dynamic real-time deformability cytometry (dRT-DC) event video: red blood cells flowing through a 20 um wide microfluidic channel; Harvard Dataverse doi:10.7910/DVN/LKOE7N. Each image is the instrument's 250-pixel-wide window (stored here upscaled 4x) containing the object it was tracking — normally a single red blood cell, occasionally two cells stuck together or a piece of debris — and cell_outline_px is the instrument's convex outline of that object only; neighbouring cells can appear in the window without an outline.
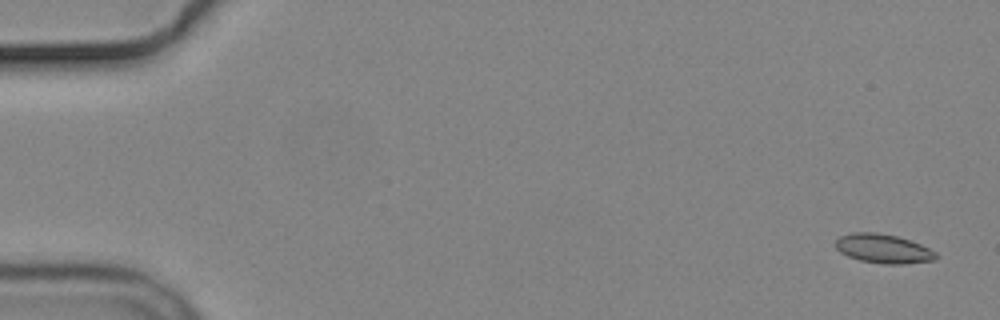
{"species": "common noctule bat (a hibernating species)", "species_latin": "Nyctalus noctula", "temperature_condition": "cold", "stored_images_in_passage": 4, "segment_of_instrument_passage": [2, 2], "camera_frame_rate_fps": 3000, "um_per_image_px": 0.085, "animal": {"sex": "male", "body_mass_g": 19.2, "forearm_length_mm": 51.8}, "frame": {"image": 1, "passage_image": 4, "time_ms": 4.333, "image_size_px": [1000, 320], "cell_outline_px": [[940, 256], [936, 260], [904, 264], [884, 264], [860, 260], [848, 256], [840, 252], [836, 248], [836, 240], [840, 236], [852, 232], [876, 232], [896, 236], [920, 244], [936, 252]], "centroid_in_image_um": [75.1, 21.14], "position_along_channel_um": 9.9, "area_um2": 17.05}}